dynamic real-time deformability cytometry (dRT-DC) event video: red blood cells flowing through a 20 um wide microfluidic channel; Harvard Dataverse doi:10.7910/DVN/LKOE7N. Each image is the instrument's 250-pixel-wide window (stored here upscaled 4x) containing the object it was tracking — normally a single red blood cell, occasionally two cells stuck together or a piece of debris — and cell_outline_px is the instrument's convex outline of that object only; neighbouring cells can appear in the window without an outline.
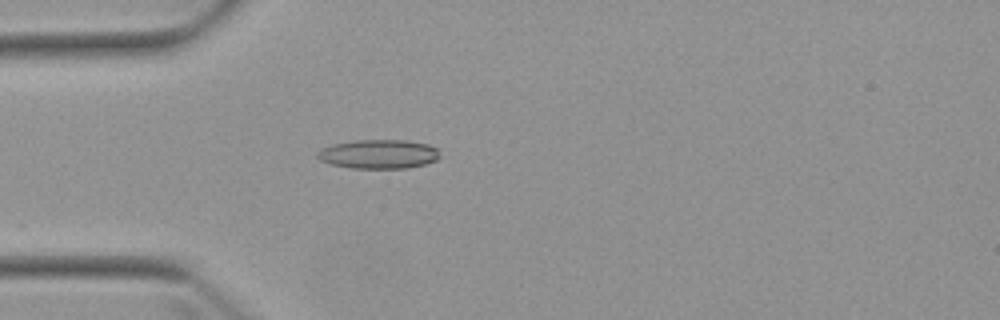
{"species": "Egyptian fruit bat (a non-hibernating species)", "species_latin": "Rousettus aegyptiacus", "temperature_condition": "warm", "stored_images_in_passage": 4, "camera_frame_rate_fps": 3000, "um_per_image_px": 0.085, "animal": {"sex": "female"}, "frame": {"image": 1, "passage_image": 4, "time_ms": 4.333, "image_size_px": [1000, 320], "cell_outline_px": [[440, 156], [436, 160], [424, 164], [408, 168], [352, 168], [332, 164], [320, 160], [316, 156], [316, 152], [320, 148], [332, 144], [356, 140], [404, 140], [428, 144], [440, 148]], "centroid_in_image_um": [32.19, 13.09], "position_along_channel_um": 52.8, "area_um2": 20.92}}